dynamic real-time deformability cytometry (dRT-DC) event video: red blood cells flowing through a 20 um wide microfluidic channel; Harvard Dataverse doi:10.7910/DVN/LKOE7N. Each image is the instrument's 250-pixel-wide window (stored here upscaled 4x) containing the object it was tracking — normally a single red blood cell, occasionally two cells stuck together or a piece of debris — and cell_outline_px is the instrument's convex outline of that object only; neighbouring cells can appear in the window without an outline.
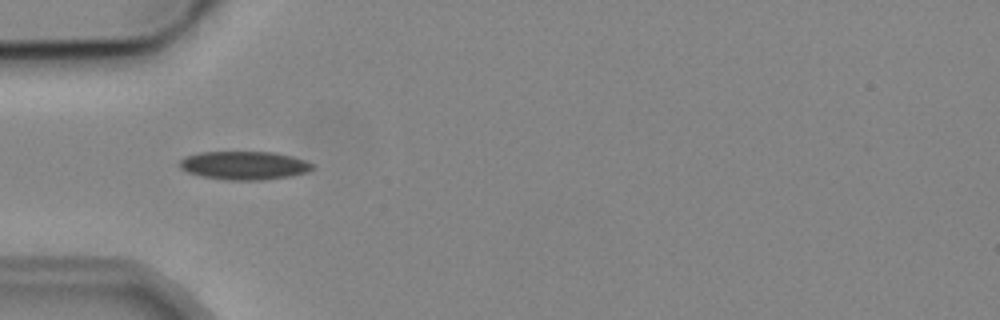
{"species": "common noctule bat (a hibernating species)", "species_latin": "Nyctalus noctula", "temperature_condition": "cold", "stored_images_in_passage": 7, "camera_frame_rate_fps": 3000, "um_per_image_px": 0.085, "animal": {"sex": "male", "body_mass_g": 19.2, "forearm_length_mm": 51.8}, "frame": {"image": 1, "passage_image": 5, "time_ms": 4.667, "image_size_px": [1000, 320], "cell_outline_px": [[312, 168], [308, 172], [292, 176], [264, 180], [224, 180], [200, 176], [188, 172], [180, 168], [180, 160], [184, 156], [200, 152], [276, 152], [292, 156], [304, 160], [312, 164]], "centroid_in_image_um": [20.74, 14.06], "position_along_channel_um": 64.3, "area_um2": 22.14}}